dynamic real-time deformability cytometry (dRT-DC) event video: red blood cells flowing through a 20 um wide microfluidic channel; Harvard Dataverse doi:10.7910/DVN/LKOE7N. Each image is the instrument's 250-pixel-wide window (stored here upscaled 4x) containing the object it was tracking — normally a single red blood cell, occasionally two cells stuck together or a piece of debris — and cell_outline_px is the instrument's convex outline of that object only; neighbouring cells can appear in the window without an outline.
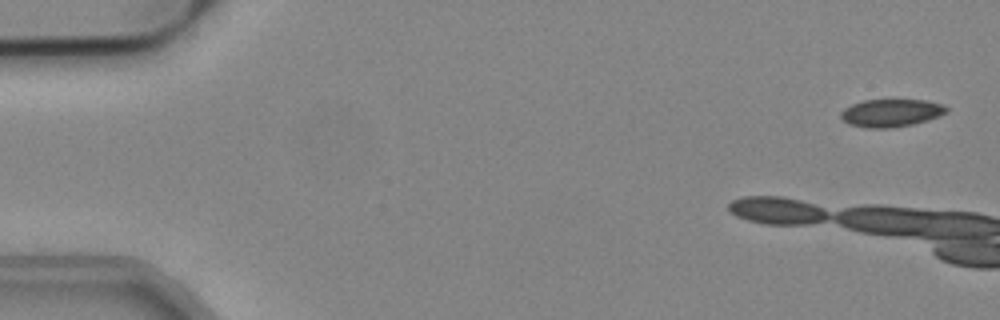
{"species": "common noctule bat (a hibernating species)", "species_latin": "Nyctalus noctula", "temperature_condition": "cold", "stored_images_in_passage": 5, "camera_frame_rate_fps": 3000, "um_per_image_px": 0.085, "animal": {"sex": "male", "body_mass_g": 19.2, "forearm_length_mm": 51.8}, "frame": {"image": 1, "passage_image": 1, "time_ms": 0.0, "image_size_px": [1000, 320], "cell_outline_px": [[948, 112], [928, 120], [912, 124], [892, 128], [864, 128], [848, 124], [840, 116], [840, 112], [844, 108], [852, 104], [864, 100], [924, 100], [944, 104], [948, 108]], "centroid_in_image_um": [75.74, 9.6], "position_along_channel_um": 9.3, "area_um2": 17.17}}